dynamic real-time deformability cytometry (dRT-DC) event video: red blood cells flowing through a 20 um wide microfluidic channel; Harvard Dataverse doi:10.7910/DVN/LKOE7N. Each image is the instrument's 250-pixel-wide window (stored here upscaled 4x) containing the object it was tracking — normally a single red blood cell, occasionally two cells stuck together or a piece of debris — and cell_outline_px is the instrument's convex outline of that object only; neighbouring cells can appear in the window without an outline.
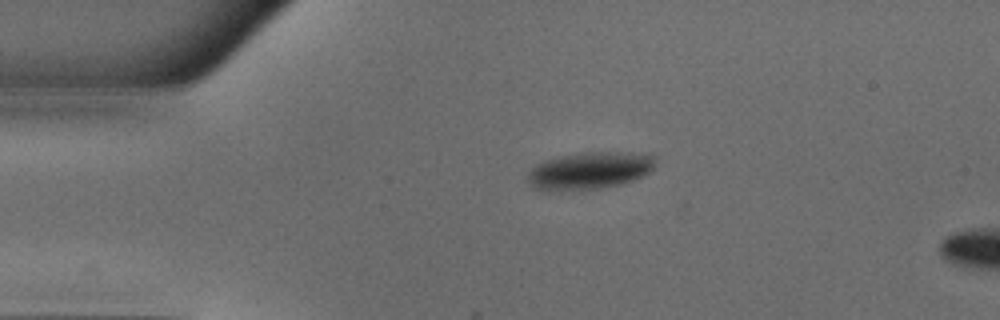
{"species": "common noctule bat (a hibernating species)", "species_latin": "Nyctalus noctula", "temperature_condition": "warm", "stored_images_in_passage": 4, "camera_frame_rate_fps": 3000, "um_per_image_px": 0.085, "animal": {"sex": "male", "body_mass_g": 18.8}, "frame": {"image": 1, "passage_image": 1, "time_ms": 0.0, "image_size_px": [1000, 320], "cell_outline_px": [[656, 164], [644, 176], [624, 184], [600, 188], [548, 192], [540, 192], [532, 188], [524, 180], [528, 172], [536, 164], [544, 160], [560, 156], [580, 152], [628, 152], [656, 156]], "centroid_in_image_um": [50.03, 14.53], "position_along_channel_um": 35.0, "area_um2": 28.55}}